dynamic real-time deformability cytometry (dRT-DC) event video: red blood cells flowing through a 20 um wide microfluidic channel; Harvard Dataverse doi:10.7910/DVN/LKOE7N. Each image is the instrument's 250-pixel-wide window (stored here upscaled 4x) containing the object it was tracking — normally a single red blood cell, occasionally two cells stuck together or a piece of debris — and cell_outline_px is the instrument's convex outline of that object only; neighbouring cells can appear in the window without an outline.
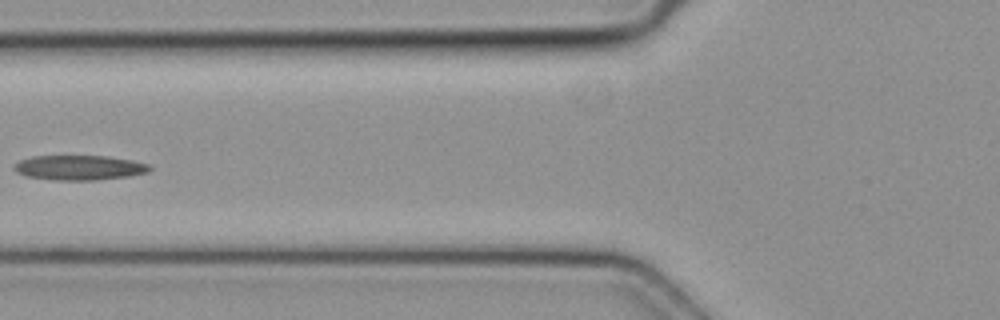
{"species": "common noctule bat (a hibernating species)", "species_latin": "Nyctalus noctula", "temperature_condition": "cold", "stored_images_in_passage": 5, "camera_frame_rate_fps": 3000, "um_per_image_px": 0.085, "animal": {"sex": "female", "body_mass_g": 19.3, "forearm_length_mm": 54.1}, "frame": {"image": 1, "passage_image": 5, "time_ms": 1.333, "image_size_px": [1000, 320], "cell_outline_px": [[152, 168], [148, 172], [128, 176], [96, 180], [52, 180], [24, 176], [16, 172], [12, 168], [20, 160], [32, 156], [108, 156], [132, 160], [148, 164]], "centroid_in_image_um": [6.72, 14.25], "position_along_channel_um": 119.1, "area_um2": 19.65}}